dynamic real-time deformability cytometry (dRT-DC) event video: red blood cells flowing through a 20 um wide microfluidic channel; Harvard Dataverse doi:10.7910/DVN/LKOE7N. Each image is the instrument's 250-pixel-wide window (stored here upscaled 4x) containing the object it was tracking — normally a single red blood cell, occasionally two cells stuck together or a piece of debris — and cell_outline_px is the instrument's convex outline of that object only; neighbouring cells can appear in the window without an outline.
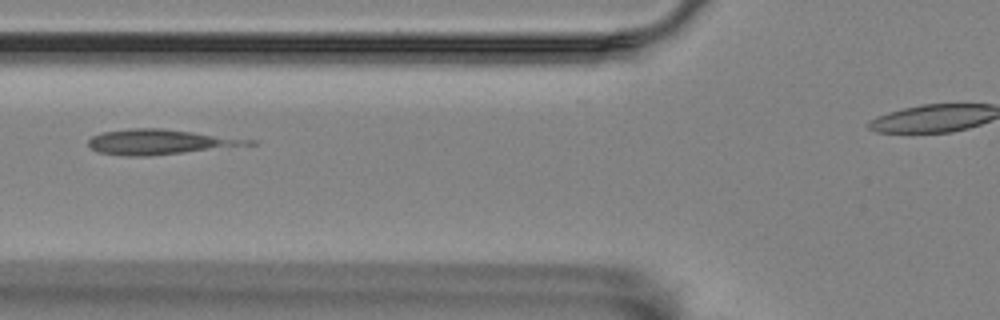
{"species": "Egyptian fruit bat (a non-hibernating species)", "species_latin": "Rousettus aegyptiacus", "temperature_condition": "room temperature", "stored_images_in_passage": 6, "camera_frame_rate_fps": 3000, "um_per_image_px": 0.085, "animal": {"sex": "female"}, "frame": {"image": 1, "passage_image": 3, "time_ms": 0.667, "image_size_px": [1000, 320], "cell_outline_px": [[260, 140], [256, 144], [148, 156], [124, 156], [100, 152], [92, 148], [88, 144], [88, 140], [92, 136], [104, 132], [128, 128], [164, 128]], "centroid_in_image_um": [13.65, 12.05], "position_along_channel_um": 112.2, "area_um2": 23.41}}
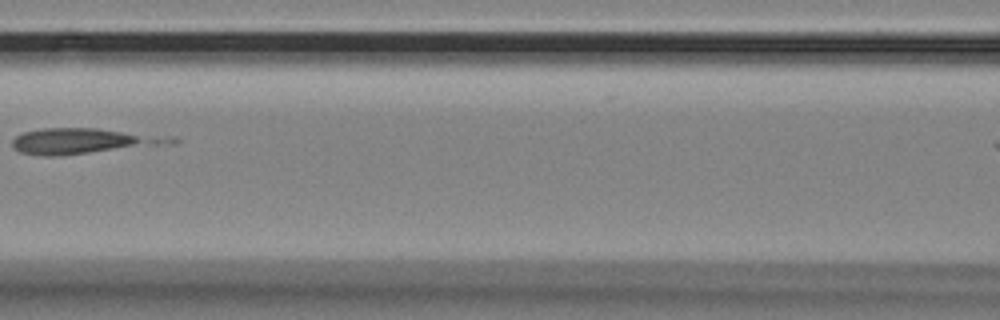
{"frame": {"image": 2, "passage_image": 4, "time_ms": 1.0, "image_size_px": [1000, 320], "cell_outline_px": [[180, 140], [172, 144], [52, 156], [44, 156], [20, 152], [12, 144], [12, 140], [16, 136], [24, 132], [44, 128], [96, 128], [176, 136]], "centroid_in_image_um": [7.19, 11.97], "position_along_channel_um": 159.4, "area_um2": 23.64}}